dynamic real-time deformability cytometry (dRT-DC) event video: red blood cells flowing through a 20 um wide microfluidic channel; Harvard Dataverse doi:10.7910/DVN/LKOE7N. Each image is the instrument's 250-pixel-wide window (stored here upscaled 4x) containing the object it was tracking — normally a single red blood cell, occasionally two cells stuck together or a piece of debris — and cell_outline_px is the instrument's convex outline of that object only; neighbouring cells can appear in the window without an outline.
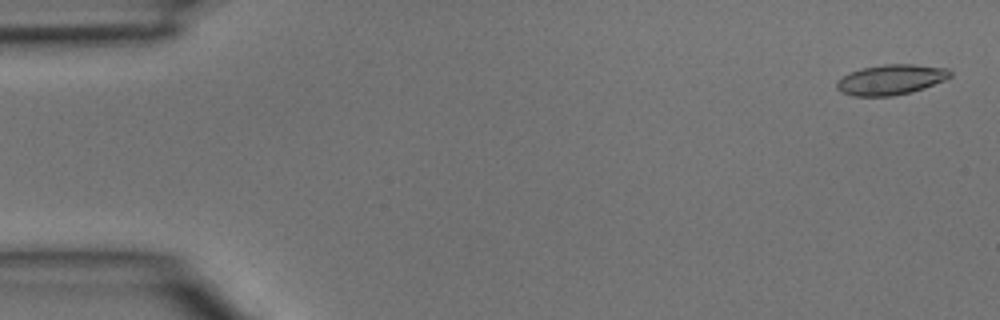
{"species": "common noctule bat (a hibernating species)", "species_latin": "Nyctalus noctula", "temperature_condition": "room temperature", "stored_images_in_passage": 4, "segment_of_instrument_passage": [2, 2], "camera_frame_rate_fps": 3000, "um_per_image_px": 0.085, "animal": {"sex": "male", "body_mass_g": 15.6}, "frame": {"image": 1, "passage_image": 4, "time_ms": 1.0, "image_size_px": [1000, 320], "cell_outline_px": [[952, 76], [944, 80], [924, 88], [912, 92], [892, 96], [852, 96], [840, 92], [836, 88], [836, 84], [848, 72], [860, 68], [884, 64], [912, 64], [948, 68], [952, 72]], "centroid_in_image_um": [75.73, 6.77], "position_along_channel_um": 9.3, "area_um2": 20.11}}